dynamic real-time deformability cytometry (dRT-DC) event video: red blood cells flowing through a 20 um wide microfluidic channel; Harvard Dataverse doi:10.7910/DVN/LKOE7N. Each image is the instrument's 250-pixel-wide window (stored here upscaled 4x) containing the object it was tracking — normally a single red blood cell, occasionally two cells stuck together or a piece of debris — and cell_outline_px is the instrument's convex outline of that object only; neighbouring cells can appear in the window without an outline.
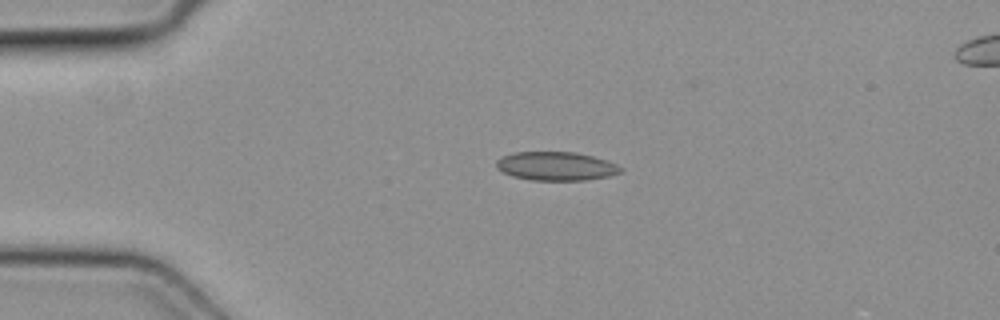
{"species": "common noctule bat (a hibernating species)", "species_latin": "Nyctalus noctula", "temperature_condition": "cold", "stored_images_in_passage": 4, "camera_frame_rate_fps": 3000, "um_per_image_px": 0.085, "animal": {"sex": "female", "body_mass_g": 19.3, "forearm_length_mm": 54.1}, "frame": {"image": 1, "passage_image": 2, "time_ms": 0.333, "image_size_px": [1000, 320], "cell_outline_px": [[624, 172], [608, 176], [584, 180], [532, 180], [512, 176], [496, 168], [496, 160], [504, 156], [516, 152], [576, 152], [608, 160], [624, 168]], "centroid_in_image_um": [47.31, 14.12], "position_along_channel_um": 37.7, "area_um2": 20.81}}
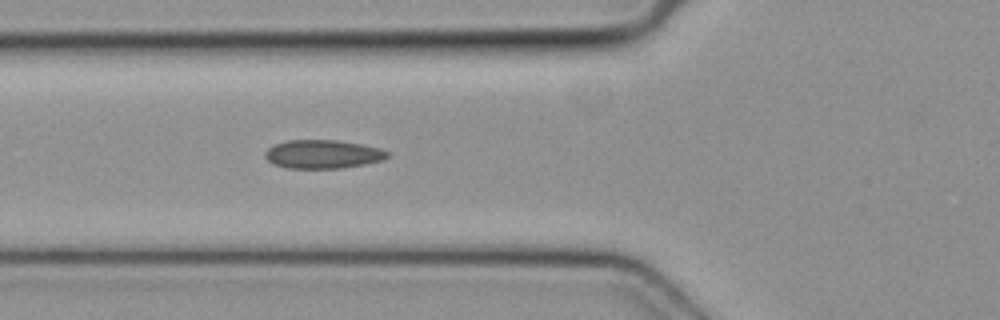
{"frame": {"image": 2, "passage_image": 4, "time_ms": 1.0, "image_size_px": [1000, 320], "cell_outline_px": [[392, 152], [384, 160], [364, 164], [340, 168], [288, 168], [272, 164], [264, 156], [264, 152], [268, 148], [276, 144], [288, 140], [336, 140], [360, 144], [380, 148]], "centroid_in_image_um": [27.45, 13.1], "position_along_channel_um": 98.3, "area_um2": 20.4}}